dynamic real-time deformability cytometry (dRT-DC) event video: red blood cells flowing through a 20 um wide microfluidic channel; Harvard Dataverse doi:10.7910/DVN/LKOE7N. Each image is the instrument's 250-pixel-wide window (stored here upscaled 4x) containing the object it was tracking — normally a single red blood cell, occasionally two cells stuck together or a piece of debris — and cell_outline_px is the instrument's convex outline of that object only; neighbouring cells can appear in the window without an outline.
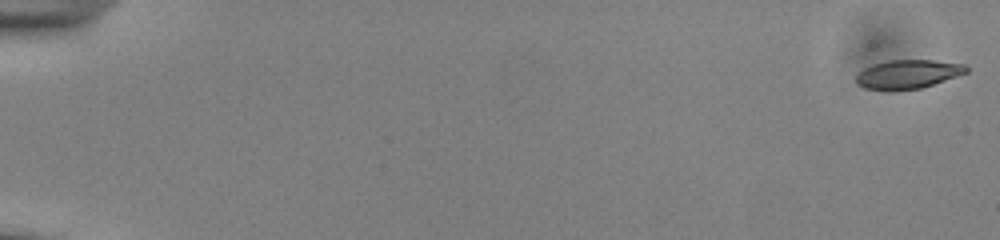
{"species": "common noctule bat (a hibernating species)", "species_latin": "Nyctalus noctula", "temperature_condition": "cold", "stored_images_in_passage": 54, "camera_frame_rate_fps": 3000, "um_per_image_px": 0.085, "animal": {"sex": "male", "body_mass_g": 13.0, "forearm_length_mm": 53.1}, "frame": {"image": 1, "passage_image": 1, "time_ms": 0.0, "image_size_px": [1000, 240], "cell_outline_px": [[968, 72], [920, 88], [888, 92], [864, 88], [856, 84], [856, 76], [864, 68], [872, 64], [888, 60], [932, 60], [964, 64], [968, 68]], "centroid_in_image_um": [77.11, 6.32], "position_along_channel_um": 7.9, "area_um2": 18.67}}
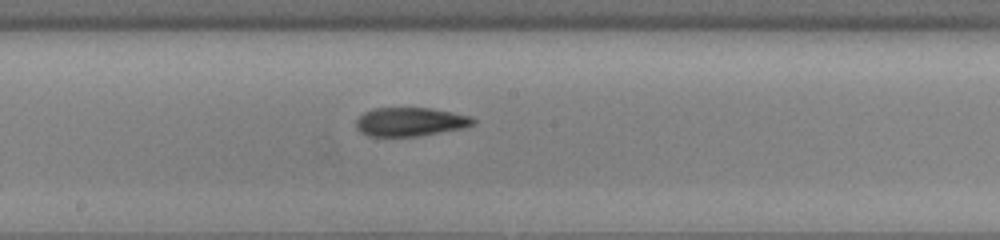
{"frame": {"image": 2, "passage_image": 31, "time_ms": 10.0, "image_size_px": [1000, 240], "cell_outline_px": [[476, 124], [464, 128], [420, 136], [368, 136], [360, 132], [356, 128], [356, 120], [364, 112], [372, 108], [432, 108], [472, 116], [476, 120]], "centroid_in_image_um": [34.9, 10.35], "position_along_channel_um": 213.3, "area_um2": 19.83}}
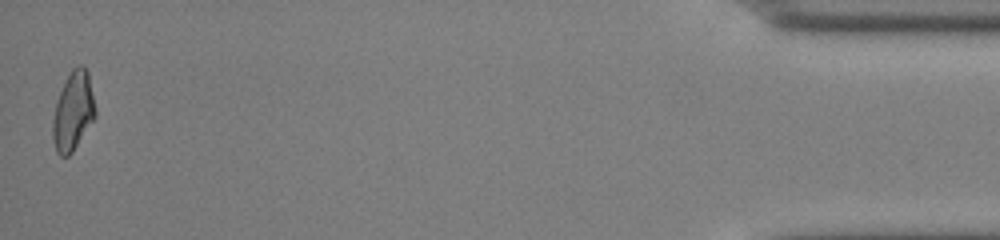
{"frame": {"image": 3, "passage_image": 54, "time_ms": 17.667, "image_size_px": [1000, 240], "cell_outline_px": [[96, 116], [72, 152], [68, 156], [60, 156], [56, 152], [52, 136], [52, 120], [56, 100], [72, 68], [76, 64], [84, 64], [88, 72], [96, 108]], "centroid_in_image_um": [6.21, 9.43], "position_along_channel_um": 429.0, "area_um2": 19.65}, "authors_computed_cell_mechanics": {"area_um2": 19.4497, "velocity_mm_per_s": 3.8912, "shape_relaxation_time_tau1_ms": null, "shape_relaxation_time_tau2_ms": 3.5991, "deformation_change_tau1": null, "deformation_change_tau2": 0.1154}}